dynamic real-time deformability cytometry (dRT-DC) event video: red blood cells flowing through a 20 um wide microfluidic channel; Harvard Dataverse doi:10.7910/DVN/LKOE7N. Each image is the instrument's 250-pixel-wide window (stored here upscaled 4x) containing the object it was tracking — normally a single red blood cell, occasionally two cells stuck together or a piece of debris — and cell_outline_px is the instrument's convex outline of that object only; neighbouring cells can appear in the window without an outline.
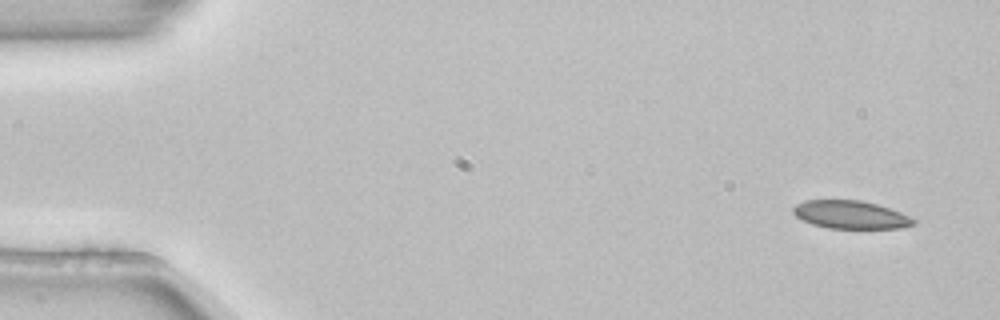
{"species": "common noctule bat (a hibernating species)", "species_latin": "Nyctalus noctula", "temperature_condition": "room temperature", "stored_images_in_passage": 4, "camera_frame_rate_fps": 3000, "um_per_image_px": 0.085, "animal": {"sex": "female", "body_mass_g": 22.7, "forearm_length_mm": 54.2}, "frame": {"image": 1, "passage_image": 1, "time_ms": 0.0, "image_size_px": [1000, 320], "cell_outline_px": [[916, 224], [900, 228], [828, 228], [812, 224], [796, 216], [792, 212], [792, 208], [796, 204], [804, 200], [860, 200], [876, 204], [900, 212], [916, 220]], "centroid_in_image_um": [72.28, 18.25], "position_along_channel_um": 12.7, "area_um2": 19.54}}